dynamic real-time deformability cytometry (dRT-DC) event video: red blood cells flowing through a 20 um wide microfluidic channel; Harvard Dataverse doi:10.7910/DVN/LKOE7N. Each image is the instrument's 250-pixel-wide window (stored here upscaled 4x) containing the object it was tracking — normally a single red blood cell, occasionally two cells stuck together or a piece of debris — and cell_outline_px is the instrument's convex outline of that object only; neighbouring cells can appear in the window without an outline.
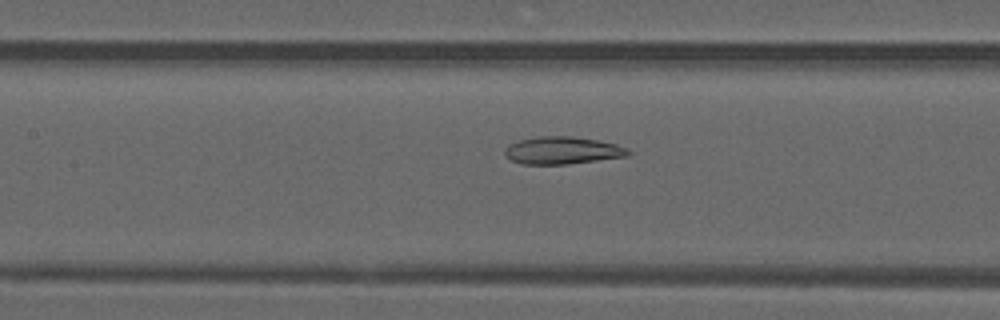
{"species": "common noctule bat (a hibernating species)", "species_latin": "Nyctalus noctula", "temperature_condition": "warm", "stored_images_in_passage": 40, "camera_frame_rate_fps": 3000, "um_per_image_px": 0.085, "animal": {"sex": "male", "forearm_length_mm": 52.5}, "frame": {"image": 1, "passage_image": 14, "time_ms": 4.333, "image_size_px": [1000, 320], "cell_outline_px": [[632, 152], [628, 156], [568, 164], [520, 164], [504, 156], [504, 148], [508, 144], [520, 140], [536, 136], [572, 136], [596, 140], [616, 144], [628, 148]], "centroid_in_image_um": [47.78, 12.78], "position_along_channel_um": 159.6, "area_um2": 19.88}}
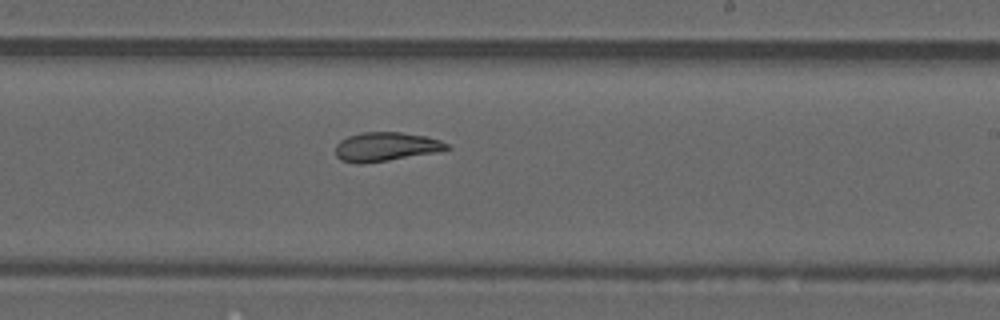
{"frame": {"image": 2, "passage_image": 21, "time_ms": 6.667, "image_size_px": [1000, 320], "cell_outline_px": [[452, 148], [436, 152], [388, 160], [360, 164], [356, 164], [340, 160], [336, 156], [336, 144], [340, 140], [348, 136], [360, 132], [400, 132], [424, 136], [440, 140], [448, 144]], "centroid_in_image_um": [32.76, 12.47], "position_along_channel_um": 256.2, "area_um2": 18.79}}
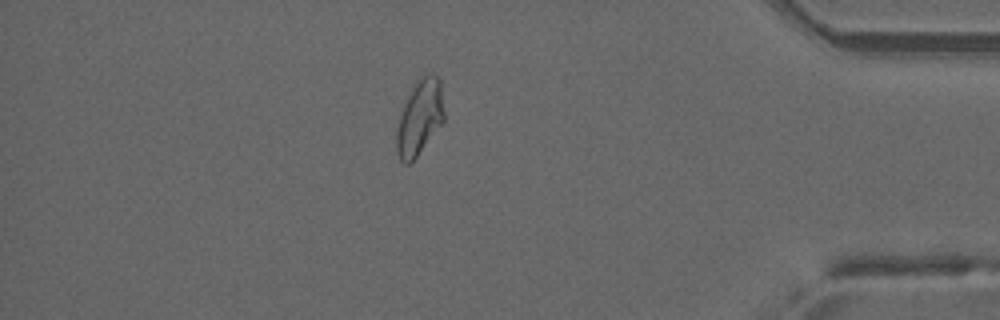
{"frame": {"image": 3, "passage_image": 34, "time_ms": 11.0, "image_size_px": [1000, 320], "cell_outline_px": [[444, 120], [416, 156], [408, 164], [404, 164], [400, 160], [396, 148], [396, 132], [400, 116], [404, 104], [416, 80], [420, 76], [428, 72], [432, 72], [440, 80], [444, 112]], "centroid_in_image_um": [35.67, 9.94], "position_along_channel_um": 399.5, "area_um2": 20.52}, "authors_computed_cell_mechanics": {"area_um2": 20.4034, "velocity_mm_per_s": 4.1638, "shape_relaxation_time_tau1_ms": null, "shape_relaxation_time_tau2_ms": 3.7885, "deformation_change_tau1": null, "deformation_change_tau2": 0.1056}}